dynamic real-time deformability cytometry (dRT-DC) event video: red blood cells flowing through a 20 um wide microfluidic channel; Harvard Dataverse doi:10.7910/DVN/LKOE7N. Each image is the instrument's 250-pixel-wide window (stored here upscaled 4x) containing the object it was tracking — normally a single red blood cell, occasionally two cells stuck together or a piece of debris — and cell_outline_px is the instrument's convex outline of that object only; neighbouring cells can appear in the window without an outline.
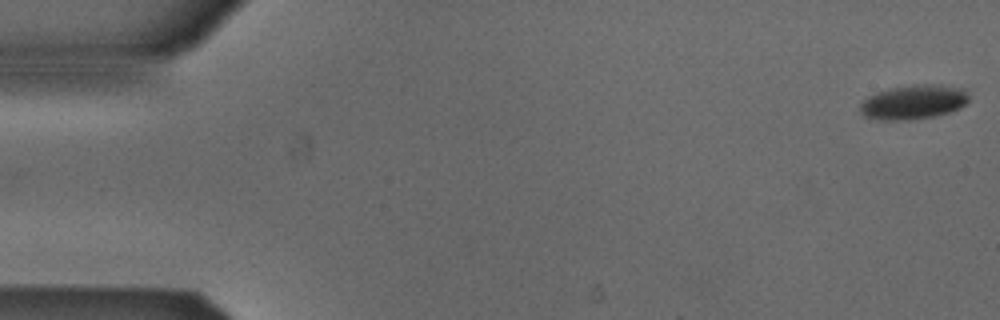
{"species": "Egyptian fruit bat (a non-hibernating species)", "species_latin": "Rousettus aegyptiacus", "temperature_condition": "cold", "stored_images_in_passage": 15, "camera_frame_rate_fps": 3000, "um_per_image_px": 0.085, "animal": {"sex": "male"}, "frame": {"image": 1, "passage_image": 1, "time_ms": 0.0, "image_size_px": [1000, 320], "cell_outline_px": [[968, 100], [960, 108], [948, 112], [932, 116], [908, 120], [884, 120], [864, 116], [860, 112], [860, 104], [868, 96], [876, 92], [888, 88], [916, 84], [940, 84], [964, 88], [968, 92]], "centroid_in_image_um": [77.65, 8.65], "position_along_channel_um": 7.4, "area_um2": 21.85}}
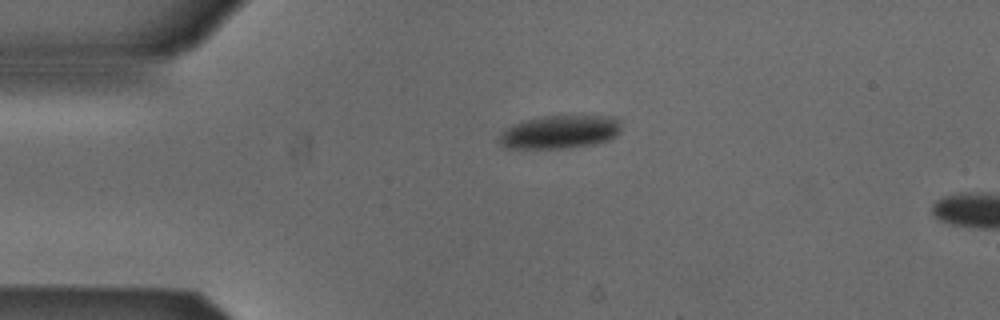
{"frame": {"image": 2, "passage_image": 12, "time_ms": 3.667, "image_size_px": [1000, 320], "cell_outline_px": [[620, 132], [616, 136], [608, 140], [592, 144], [568, 148], [504, 148], [496, 140], [512, 124], [544, 116], [616, 116], [620, 120]], "centroid_in_image_um": [47.61, 11.22], "position_along_channel_um": 37.4, "area_um2": 23.58}}